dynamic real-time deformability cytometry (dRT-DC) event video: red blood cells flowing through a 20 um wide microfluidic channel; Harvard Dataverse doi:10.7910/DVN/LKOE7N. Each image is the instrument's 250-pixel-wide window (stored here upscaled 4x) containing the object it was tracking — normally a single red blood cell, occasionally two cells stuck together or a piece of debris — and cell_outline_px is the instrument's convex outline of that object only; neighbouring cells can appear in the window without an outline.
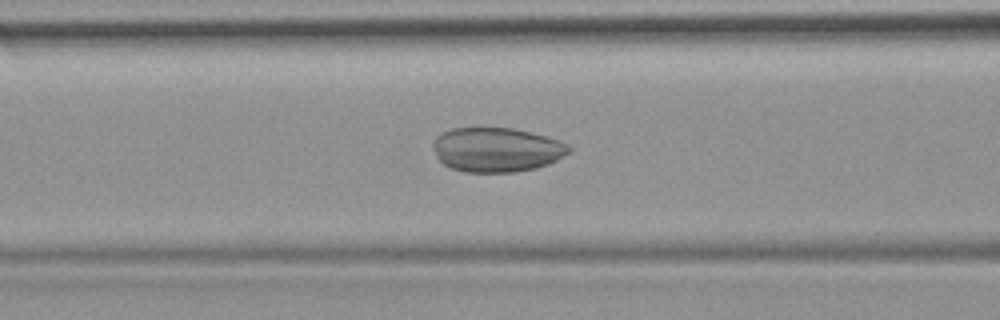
{"species": "common noctule bat (a hibernating species)", "species_latin": "Nyctalus noctula", "temperature_condition": "room temperature", "stored_images_in_passage": 49, "camera_frame_rate_fps": 3000, "um_per_image_px": 0.085, "animal": {"sex": "female", "body_mass_g": 19.9}, "frame": {"image": 1, "passage_image": 18, "time_ms": 5.667, "image_size_px": [1000, 320], "cell_outline_px": [[572, 152], [548, 164], [536, 168], [516, 172], [464, 172], [452, 168], [444, 164], [436, 156], [432, 148], [432, 144], [436, 136], [452, 128], [512, 128], [532, 132], [568, 144], [572, 148]], "centroid_in_image_um": [42.21, 12.73], "position_along_channel_um": 124.4, "area_um2": 35.26}}
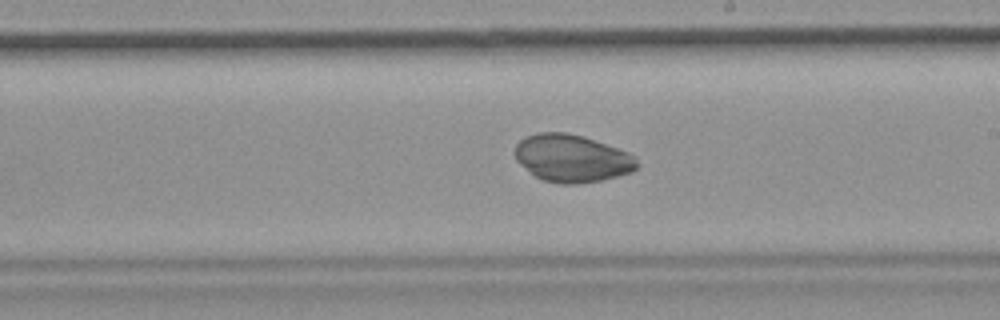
{"frame": {"image": 2, "passage_image": 27, "time_ms": 8.667, "image_size_px": [1000, 320], "cell_outline_px": [[640, 164], [632, 172], [600, 180], [576, 184], [560, 184], [544, 180], [536, 176], [520, 164], [516, 160], [516, 144], [520, 140], [528, 136], [540, 132], [564, 132], [584, 136], [628, 152], [636, 156]], "centroid_in_image_um": [48.65, 13.45], "position_along_channel_um": 240.4, "area_um2": 33.64}}
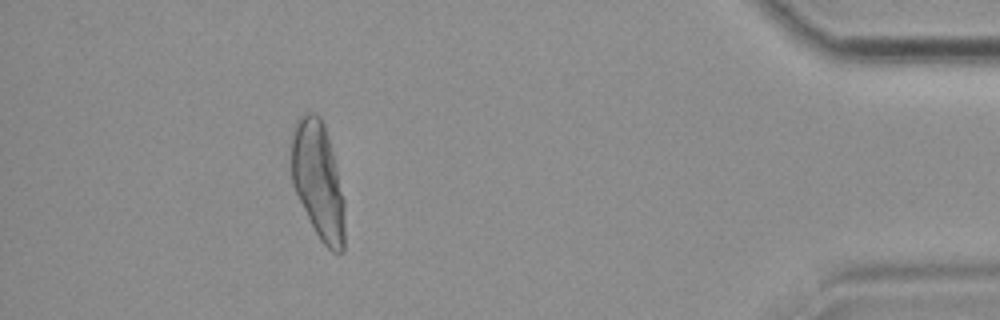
{"frame": {"image": 3, "passage_image": 44, "time_ms": 14.333, "image_size_px": [1000, 320], "cell_outline_px": [[344, 252], [332, 252], [320, 240], [292, 184], [292, 128], [296, 120], [304, 112], [312, 112], [320, 116], [324, 124], [332, 152], [344, 200]], "centroid_in_image_um": [27.03, 15.32], "position_along_channel_um": 408.2, "area_um2": 36.01}}